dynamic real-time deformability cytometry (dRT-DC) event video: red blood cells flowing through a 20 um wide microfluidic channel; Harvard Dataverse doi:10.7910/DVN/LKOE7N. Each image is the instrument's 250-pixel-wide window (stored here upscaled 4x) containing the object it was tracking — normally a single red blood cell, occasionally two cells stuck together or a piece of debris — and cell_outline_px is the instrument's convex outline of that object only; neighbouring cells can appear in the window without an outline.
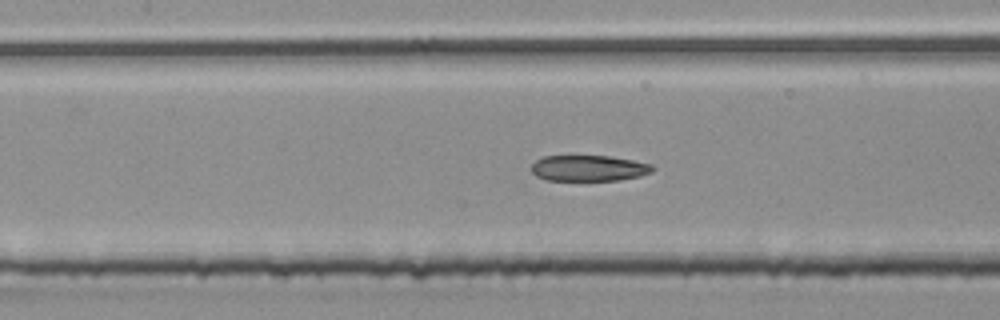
{"species": "common noctule bat (a hibernating species)", "species_latin": "Nyctalus noctula", "temperature_condition": "room temperature", "stored_images_in_passage": 45, "camera_frame_rate_fps": 3000, "um_per_image_px": 0.085, "animal": {"sex": "male", "body_mass_g": 20.4}, "frame": {"image": 1, "passage_image": 14, "time_ms": 4.333, "image_size_px": [1000, 320], "cell_outline_px": [[656, 168], [652, 172], [640, 176], [620, 180], [548, 180], [536, 176], [532, 172], [532, 164], [536, 160], [544, 156], [608, 156], [632, 160], [652, 164]], "centroid_in_image_um": [50.07, 14.29], "position_along_channel_um": 157.3, "area_um2": 18.26}}
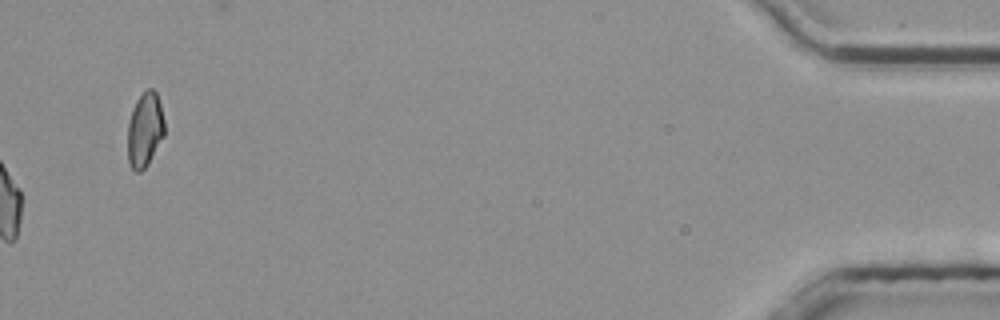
{"frame": {"image": 2, "passage_image": 45, "time_ms": 14.667, "image_size_px": [1000, 320], "cell_outline_px": [[164, 136], [148, 164], [140, 172], [136, 172], [132, 168], [128, 160], [128, 120], [132, 108], [136, 100], [148, 88], [152, 88], [156, 92], [160, 104], [164, 120]], "centroid_in_image_um": [12.31, 11.02], "position_along_channel_um": 422.9, "area_um2": 16.01}, "authors_computed_cell_mechanics": {"area_um2": 19.4208, "velocity_mm_per_s": 3.7909, "shape_relaxation_time_tau1_ms": null, "shape_relaxation_time_tau2_ms": 5.1658, "deformation_change_tau1": null, "deformation_change_tau2": 0.1301}}